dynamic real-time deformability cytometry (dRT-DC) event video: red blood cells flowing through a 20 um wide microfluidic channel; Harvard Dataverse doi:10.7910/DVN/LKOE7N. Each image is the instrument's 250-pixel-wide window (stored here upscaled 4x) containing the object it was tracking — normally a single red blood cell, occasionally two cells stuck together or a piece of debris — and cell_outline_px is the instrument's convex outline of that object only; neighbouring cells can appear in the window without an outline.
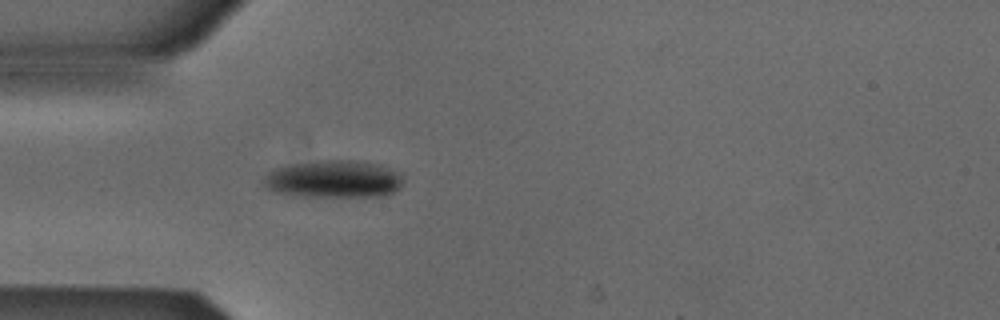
{"species": "Egyptian fruit bat (a non-hibernating species)", "species_latin": "Rousettus aegyptiacus", "temperature_condition": "cold", "stored_images_in_passage": 4, "camera_frame_rate_fps": 3000, "um_per_image_px": 0.085, "animal": {"sex": "male"}, "frame": {"image": 1, "passage_image": 4, "time_ms": 1.0, "image_size_px": [1000, 320], "cell_outline_px": [[404, 180], [400, 188], [388, 196], [292, 196], [276, 192], [268, 188], [264, 184], [264, 176], [268, 172], [276, 168], [292, 164], [324, 160], [352, 160], [380, 164], [400, 172], [404, 176]], "centroid_in_image_um": [28.42, 15.23], "position_along_channel_um": 56.6, "area_um2": 30.75}}